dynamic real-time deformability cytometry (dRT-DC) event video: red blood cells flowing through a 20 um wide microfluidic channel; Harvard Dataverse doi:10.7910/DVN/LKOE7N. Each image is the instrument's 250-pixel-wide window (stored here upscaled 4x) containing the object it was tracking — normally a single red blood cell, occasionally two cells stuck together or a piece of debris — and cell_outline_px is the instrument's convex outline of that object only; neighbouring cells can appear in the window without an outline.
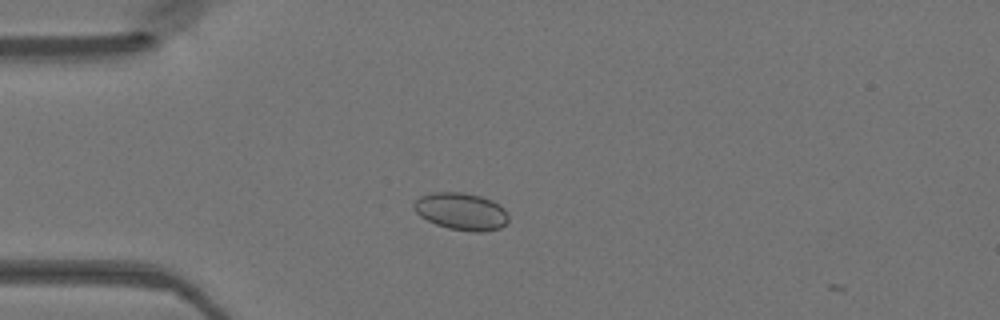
{"species": "Egyptian fruit bat (a non-hibernating species)", "species_latin": "Rousettus aegyptiacus", "temperature_condition": "warm", "stored_images_in_passage": 4, "camera_frame_rate_fps": 3000, "um_per_image_px": 0.085, "animal": {"sex": "female"}, "frame": {"image": 1, "passage_image": 2, "time_ms": 0.333, "image_size_px": [1000, 320], "cell_outline_px": [[508, 220], [500, 228], [484, 232], [472, 232], [448, 228], [436, 224], [420, 216], [412, 208], [412, 204], [420, 196], [432, 192], [464, 192], [480, 196], [492, 200], [504, 208], [508, 216]], "centroid_in_image_um": [39.19, 17.96], "position_along_channel_um": 45.8, "area_um2": 20.63}}